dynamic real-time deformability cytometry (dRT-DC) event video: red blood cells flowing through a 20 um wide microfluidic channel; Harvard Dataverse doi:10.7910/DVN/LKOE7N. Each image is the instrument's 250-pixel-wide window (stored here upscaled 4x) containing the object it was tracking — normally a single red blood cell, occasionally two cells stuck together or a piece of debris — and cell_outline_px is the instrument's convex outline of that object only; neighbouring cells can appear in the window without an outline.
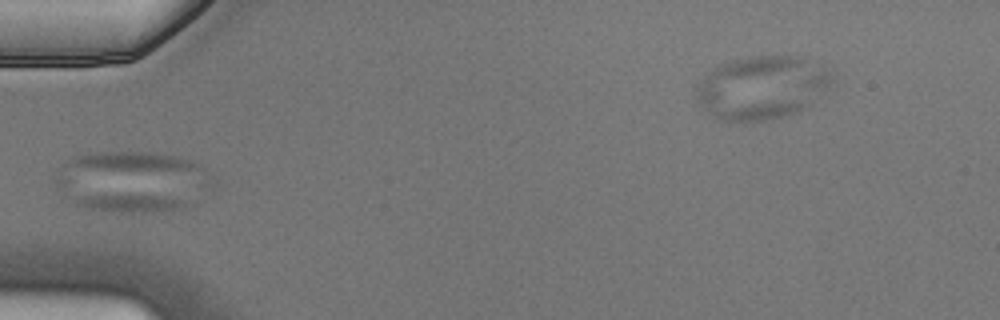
{"species": "Egyptian fruit bat (a non-hibernating species)", "species_latin": "Rousettus aegyptiacus", "temperature_condition": "cold", "stored_images_in_passage": 6, "camera_frame_rate_fps": 3000, "um_per_image_px": 0.085, "animal": {"sex": "male"}, "frame": {"image": 1, "passage_image": 6, "time_ms": 1.667, "image_size_px": [1000, 320], "cell_outline_px": [[188, 204], [184, 208], [152, 212], [120, 212], [84, 208], [76, 204], [76, 200], [84, 196], [164, 196], [184, 200]], "centroid_in_image_um": [11.16, 17.3], "position_along_channel_um": 73.8, "area_um2": 10.87}}